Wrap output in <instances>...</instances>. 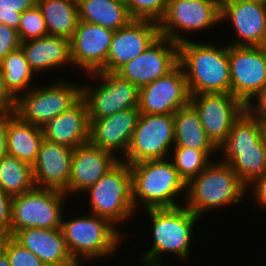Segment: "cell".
Masks as SVG:
<instances>
[{"instance_id":"obj_1","label":"cell","mask_w":266,"mask_h":266,"mask_svg":"<svg viewBox=\"0 0 266 266\" xmlns=\"http://www.w3.org/2000/svg\"><path fill=\"white\" fill-rule=\"evenodd\" d=\"M189 39L179 43V64L185 72L190 95L230 93L228 44L218 46Z\"/></svg>"},{"instance_id":"obj_2","label":"cell","mask_w":266,"mask_h":266,"mask_svg":"<svg viewBox=\"0 0 266 266\" xmlns=\"http://www.w3.org/2000/svg\"><path fill=\"white\" fill-rule=\"evenodd\" d=\"M152 225V243L147 252L142 254L143 266H164L165 254H172L175 259H189L193 228L200 218L185 205L174 208L144 210ZM165 255V256H164ZM162 257V258H161Z\"/></svg>"},{"instance_id":"obj_3","label":"cell","mask_w":266,"mask_h":266,"mask_svg":"<svg viewBox=\"0 0 266 266\" xmlns=\"http://www.w3.org/2000/svg\"><path fill=\"white\" fill-rule=\"evenodd\" d=\"M130 168L132 202L136 211L140 205L144 210L182 206L177 203L181 202L177 200L181 194L185 203L186 183L169 157L131 164Z\"/></svg>"},{"instance_id":"obj_4","label":"cell","mask_w":266,"mask_h":266,"mask_svg":"<svg viewBox=\"0 0 266 266\" xmlns=\"http://www.w3.org/2000/svg\"><path fill=\"white\" fill-rule=\"evenodd\" d=\"M246 188L229 164L213 160L186 184L184 205L202 218L212 209L238 205L246 198Z\"/></svg>"},{"instance_id":"obj_5","label":"cell","mask_w":266,"mask_h":266,"mask_svg":"<svg viewBox=\"0 0 266 266\" xmlns=\"http://www.w3.org/2000/svg\"><path fill=\"white\" fill-rule=\"evenodd\" d=\"M62 216L61 231L67 249L76 263L100 261L120 248L122 233L108 219L92 213L75 216L73 219ZM100 259V260H99Z\"/></svg>"},{"instance_id":"obj_6","label":"cell","mask_w":266,"mask_h":266,"mask_svg":"<svg viewBox=\"0 0 266 266\" xmlns=\"http://www.w3.org/2000/svg\"><path fill=\"white\" fill-rule=\"evenodd\" d=\"M84 192L90 194V213L108 219L117 228L136 213L130 164L122 160Z\"/></svg>"},{"instance_id":"obj_7","label":"cell","mask_w":266,"mask_h":266,"mask_svg":"<svg viewBox=\"0 0 266 266\" xmlns=\"http://www.w3.org/2000/svg\"><path fill=\"white\" fill-rule=\"evenodd\" d=\"M62 80L54 79L52 83L38 87L34 85L16 99L14 113L23 121L42 128L51 119L70 109L82 98V85Z\"/></svg>"},{"instance_id":"obj_8","label":"cell","mask_w":266,"mask_h":266,"mask_svg":"<svg viewBox=\"0 0 266 266\" xmlns=\"http://www.w3.org/2000/svg\"><path fill=\"white\" fill-rule=\"evenodd\" d=\"M98 83L82 84V99L89 119H100L129 108H138L140 89L116 72L98 71L87 74Z\"/></svg>"},{"instance_id":"obj_9","label":"cell","mask_w":266,"mask_h":266,"mask_svg":"<svg viewBox=\"0 0 266 266\" xmlns=\"http://www.w3.org/2000/svg\"><path fill=\"white\" fill-rule=\"evenodd\" d=\"M65 198L69 196L63 191L45 188L13 196L11 233L26 228H61Z\"/></svg>"},{"instance_id":"obj_10","label":"cell","mask_w":266,"mask_h":266,"mask_svg":"<svg viewBox=\"0 0 266 266\" xmlns=\"http://www.w3.org/2000/svg\"><path fill=\"white\" fill-rule=\"evenodd\" d=\"M220 14L221 0H169L165 15L158 22L159 34L179 44L189 40V33L217 27Z\"/></svg>"},{"instance_id":"obj_11","label":"cell","mask_w":266,"mask_h":266,"mask_svg":"<svg viewBox=\"0 0 266 266\" xmlns=\"http://www.w3.org/2000/svg\"><path fill=\"white\" fill-rule=\"evenodd\" d=\"M174 142V114L140 113L127 153L121 160L131 165L168 158Z\"/></svg>"},{"instance_id":"obj_12","label":"cell","mask_w":266,"mask_h":266,"mask_svg":"<svg viewBox=\"0 0 266 266\" xmlns=\"http://www.w3.org/2000/svg\"><path fill=\"white\" fill-rule=\"evenodd\" d=\"M231 94L245 106L266 84V46L228 45Z\"/></svg>"},{"instance_id":"obj_13","label":"cell","mask_w":266,"mask_h":266,"mask_svg":"<svg viewBox=\"0 0 266 266\" xmlns=\"http://www.w3.org/2000/svg\"><path fill=\"white\" fill-rule=\"evenodd\" d=\"M179 64V45L159 36L146 50L116 73L139 89L165 76Z\"/></svg>"},{"instance_id":"obj_14","label":"cell","mask_w":266,"mask_h":266,"mask_svg":"<svg viewBox=\"0 0 266 266\" xmlns=\"http://www.w3.org/2000/svg\"><path fill=\"white\" fill-rule=\"evenodd\" d=\"M190 105L213 144L218 147L228 136L234 121L245 105L231 93H200L190 97Z\"/></svg>"},{"instance_id":"obj_15","label":"cell","mask_w":266,"mask_h":266,"mask_svg":"<svg viewBox=\"0 0 266 266\" xmlns=\"http://www.w3.org/2000/svg\"><path fill=\"white\" fill-rule=\"evenodd\" d=\"M184 69L178 64L165 76L140 88L138 109L142 114H174L190 104Z\"/></svg>"},{"instance_id":"obj_16","label":"cell","mask_w":266,"mask_h":266,"mask_svg":"<svg viewBox=\"0 0 266 266\" xmlns=\"http://www.w3.org/2000/svg\"><path fill=\"white\" fill-rule=\"evenodd\" d=\"M220 21V24L230 21L236 33L228 45L266 46V5L248 0H221Z\"/></svg>"},{"instance_id":"obj_17","label":"cell","mask_w":266,"mask_h":266,"mask_svg":"<svg viewBox=\"0 0 266 266\" xmlns=\"http://www.w3.org/2000/svg\"><path fill=\"white\" fill-rule=\"evenodd\" d=\"M114 30L85 21L78 22L70 39L71 60L74 69L86 74L105 71Z\"/></svg>"},{"instance_id":"obj_18","label":"cell","mask_w":266,"mask_h":266,"mask_svg":"<svg viewBox=\"0 0 266 266\" xmlns=\"http://www.w3.org/2000/svg\"><path fill=\"white\" fill-rule=\"evenodd\" d=\"M159 36V23L147 19H132L126 26L114 31L106 72H117L142 54Z\"/></svg>"},{"instance_id":"obj_19","label":"cell","mask_w":266,"mask_h":266,"mask_svg":"<svg viewBox=\"0 0 266 266\" xmlns=\"http://www.w3.org/2000/svg\"><path fill=\"white\" fill-rule=\"evenodd\" d=\"M139 116L138 108H129L109 117L89 119V143L122 159L129 148Z\"/></svg>"},{"instance_id":"obj_20","label":"cell","mask_w":266,"mask_h":266,"mask_svg":"<svg viewBox=\"0 0 266 266\" xmlns=\"http://www.w3.org/2000/svg\"><path fill=\"white\" fill-rule=\"evenodd\" d=\"M120 161L114 153L90 143L76 147L73 150L69 183L63 192L67 196L84 193Z\"/></svg>"},{"instance_id":"obj_21","label":"cell","mask_w":266,"mask_h":266,"mask_svg":"<svg viewBox=\"0 0 266 266\" xmlns=\"http://www.w3.org/2000/svg\"><path fill=\"white\" fill-rule=\"evenodd\" d=\"M73 148L43 139L34 162L36 188L64 191L69 183Z\"/></svg>"},{"instance_id":"obj_22","label":"cell","mask_w":266,"mask_h":266,"mask_svg":"<svg viewBox=\"0 0 266 266\" xmlns=\"http://www.w3.org/2000/svg\"><path fill=\"white\" fill-rule=\"evenodd\" d=\"M13 238L34 253L47 266H72L70 255L60 228H26L16 231Z\"/></svg>"},{"instance_id":"obj_23","label":"cell","mask_w":266,"mask_h":266,"mask_svg":"<svg viewBox=\"0 0 266 266\" xmlns=\"http://www.w3.org/2000/svg\"><path fill=\"white\" fill-rule=\"evenodd\" d=\"M89 129L87 106L82 98L42 127L44 139L73 149L89 143Z\"/></svg>"},{"instance_id":"obj_24","label":"cell","mask_w":266,"mask_h":266,"mask_svg":"<svg viewBox=\"0 0 266 266\" xmlns=\"http://www.w3.org/2000/svg\"><path fill=\"white\" fill-rule=\"evenodd\" d=\"M20 48L24 52L35 75L48 70H58L65 67L73 68L71 60L70 40L55 35H46L38 39L21 42Z\"/></svg>"},{"instance_id":"obj_25","label":"cell","mask_w":266,"mask_h":266,"mask_svg":"<svg viewBox=\"0 0 266 266\" xmlns=\"http://www.w3.org/2000/svg\"><path fill=\"white\" fill-rule=\"evenodd\" d=\"M43 139L42 128L7 113V155L33 166Z\"/></svg>"},{"instance_id":"obj_26","label":"cell","mask_w":266,"mask_h":266,"mask_svg":"<svg viewBox=\"0 0 266 266\" xmlns=\"http://www.w3.org/2000/svg\"><path fill=\"white\" fill-rule=\"evenodd\" d=\"M227 163L247 187L266 173V139L259 145L246 148H217Z\"/></svg>"},{"instance_id":"obj_27","label":"cell","mask_w":266,"mask_h":266,"mask_svg":"<svg viewBox=\"0 0 266 266\" xmlns=\"http://www.w3.org/2000/svg\"><path fill=\"white\" fill-rule=\"evenodd\" d=\"M174 146L204 151L210 158L217 155V147L208 138L199 115L189 104L174 113Z\"/></svg>"},{"instance_id":"obj_28","label":"cell","mask_w":266,"mask_h":266,"mask_svg":"<svg viewBox=\"0 0 266 266\" xmlns=\"http://www.w3.org/2000/svg\"><path fill=\"white\" fill-rule=\"evenodd\" d=\"M79 20L114 31L126 26L133 18L124 0H77Z\"/></svg>"},{"instance_id":"obj_29","label":"cell","mask_w":266,"mask_h":266,"mask_svg":"<svg viewBox=\"0 0 266 266\" xmlns=\"http://www.w3.org/2000/svg\"><path fill=\"white\" fill-rule=\"evenodd\" d=\"M44 17L48 35L71 39L78 22L77 0H37Z\"/></svg>"},{"instance_id":"obj_30","label":"cell","mask_w":266,"mask_h":266,"mask_svg":"<svg viewBox=\"0 0 266 266\" xmlns=\"http://www.w3.org/2000/svg\"><path fill=\"white\" fill-rule=\"evenodd\" d=\"M0 71L6 88L16 99L34 87L30 84L35 81V73L21 48L10 52L0 61Z\"/></svg>"},{"instance_id":"obj_31","label":"cell","mask_w":266,"mask_h":266,"mask_svg":"<svg viewBox=\"0 0 266 266\" xmlns=\"http://www.w3.org/2000/svg\"><path fill=\"white\" fill-rule=\"evenodd\" d=\"M35 188L31 165L9 155L0 160V189L4 193L13 197Z\"/></svg>"},{"instance_id":"obj_32","label":"cell","mask_w":266,"mask_h":266,"mask_svg":"<svg viewBox=\"0 0 266 266\" xmlns=\"http://www.w3.org/2000/svg\"><path fill=\"white\" fill-rule=\"evenodd\" d=\"M265 139L264 125L245 109L232 124L227 138L217 148L254 147Z\"/></svg>"},{"instance_id":"obj_33","label":"cell","mask_w":266,"mask_h":266,"mask_svg":"<svg viewBox=\"0 0 266 266\" xmlns=\"http://www.w3.org/2000/svg\"><path fill=\"white\" fill-rule=\"evenodd\" d=\"M169 157L186 184L212 162L204 151L183 146H174Z\"/></svg>"},{"instance_id":"obj_34","label":"cell","mask_w":266,"mask_h":266,"mask_svg":"<svg viewBox=\"0 0 266 266\" xmlns=\"http://www.w3.org/2000/svg\"><path fill=\"white\" fill-rule=\"evenodd\" d=\"M17 32L21 42L48 35L44 17L37 4L21 13L20 26Z\"/></svg>"},{"instance_id":"obj_35","label":"cell","mask_w":266,"mask_h":266,"mask_svg":"<svg viewBox=\"0 0 266 266\" xmlns=\"http://www.w3.org/2000/svg\"><path fill=\"white\" fill-rule=\"evenodd\" d=\"M169 0H124L133 19L159 22L165 15Z\"/></svg>"},{"instance_id":"obj_36","label":"cell","mask_w":266,"mask_h":266,"mask_svg":"<svg viewBox=\"0 0 266 266\" xmlns=\"http://www.w3.org/2000/svg\"><path fill=\"white\" fill-rule=\"evenodd\" d=\"M36 4L37 0H0V23L18 30L21 13Z\"/></svg>"},{"instance_id":"obj_37","label":"cell","mask_w":266,"mask_h":266,"mask_svg":"<svg viewBox=\"0 0 266 266\" xmlns=\"http://www.w3.org/2000/svg\"><path fill=\"white\" fill-rule=\"evenodd\" d=\"M5 254L11 266H47L40 258L18 243L13 237L8 243Z\"/></svg>"},{"instance_id":"obj_38","label":"cell","mask_w":266,"mask_h":266,"mask_svg":"<svg viewBox=\"0 0 266 266\" xmlns=\"http://www.w3.org/2000/svg\"><path fill=\"white\" fill-rule=\"evenodd\" d=\"M21 41L16 29L0 23V61L10 52L20 48Z\"/></svg>"},{"instance_id":"obj_39","label":"cell","mask_w":266,"mask_h":266,"mask_svg":"<svg viewBox=\"0 0 266 266\" xmlns=\"http://www.w3.org/2000/svg\"><path fill=\"white\" fill-rule=\"evenodd\" d=\"M255 99V100H254ZM246 110L266 125V84L245 106Z\"/></svg>"},{"instance_id":"obj_40","label":"cell","mask_w":266,"mask_h":266,"mask_svg":"<svg viewBox=\"0 0 266 266\" xmlns=\"http://www.w3.org/2000/svg\"><path fill=\"white\" fill-rule=\"evenodd\" d=\"M249 187V188H248ZM246 191H250L253 199L263 211L266 209V173L250 183Z\"/></svg>"},{"instance_id":"obj_41","label":"cell","mask_w":266,"mask_h":266,"mask_svg":"<svg viewBox=\"0 0 266 266\" xmlns=\"http://www.w3.org/2000/svg\"><path fill=\"white\" fill-rule=\"evenodd\" d=\"M12 198L0 189V228L4 230H10Z\"/></svg>"},{"instance_id":"obj_42","label":"cell","mask_w":266,"mask_h":266,"mask_svg":"<svg viewBox=\"0 0 266 266\" xmlns=\"http://www.w3.org/2000/svg\"><path fill=\"white\" fill-rule=\"evenodd\" d=\"M16 108V98L6 88L0 71V113H14Z\"/></svg>"},{"instance_id":"obj_43","label":"cell","mask_w":266,"mask_h":266,"mask_svg":"<svg viewBox=\"0 0 266 266\" xmlns=\"http://www.w3.org/2000/svg\"><path fill=\"white\" fill-rule=\"evenodd\" d=\"M7 113H0V160L7 155Z\"/></svg>"},{"instance_id":"obj_44","label":"cell","mask_w":266,"mask_h":266,"mask_svg":"<svg viewBox=\"0 0 266 266\" xmlns=\"http://www.w3.org/2000/svg\"><path fill=\"white\" fill-rule=\"evenodd\" d=\"M13 234L10 230H4L0 228V256L6 253L8 243L12 239Z\"/></svg>"},{"instance_id":"obj_45","label":"cell","mask_w":266,"mask_h":266,"mask_svg":"<svg viewBox=\"0 0 266 266\" xmlns=\"http://www.w3.org/2000/svg\"><path fill=\"white\" fill-rule=\"evenodd\" d=\"M0 266H11L6 254L0 256Z\"/></svg>"},{"instance_id":"obj_46","label":"cell","mask_w":266,"mask_h":266,"mask_svg":"<svg viewBox=\"0 0 266 266\" xmlns=\"http://www.w3.org/2000/svg\"><path fill=\"white\" fill-rule=\"evenodd\" d=\"M248 1L258 2V3L266 5V0H248Z\"/></svg>"},{"instance_id":"obj_47","label":"cell","mask_w":266,"mask_h":266,"mask_svg":"<svg viewBox=\"0 0 266 266\" xmlns=\"http://www.w3.org/2000/svg\"><path fill=\"white\" fill-rule=\"evenodd\" d=\"M84 264L83 263H75L74 265L72 266H83Z\"/></svg>"},{"instance_id":"obj_48","label":"cell","mask_w":266,"mask_h":266,"mask_svg":"<svg viewBox=\"0 0 266 266\" xmlns=\"http://www.w3.org/2000/svg\"><path fill=\"white\" fill-rule=\"evenodd\" d=\"M264 132H265V137H266V125L264 126Z\"/></svg>"}]
</instances>
